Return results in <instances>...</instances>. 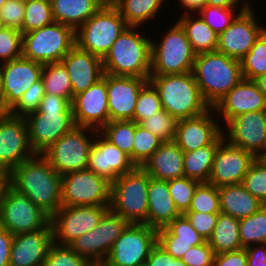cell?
<instances>
[{
	"mask_svg": "<svg viewBox=\"0 0 266 266\" xmlns=\"http://www.w3.org/2000/svg\"><path fill=\"white\" fill-rule=\"evenodd\" d=\"M8 178L15 190L26 194L50 218L62 206V176L42 154L20 163Z\"/></svg>",
	"mask_w": 266,
	"mask_h": 266,
	"instance_id": "1",
	"label": "cell"
},
{
	"mask_svg": "<svg viewBox=\"0 0 266 266\" xmlns=\"http://www.w3.org/2000/svg\"><path fill=\"white\" fill-rule=\"evenodd\" d=\"M29 141L36 154H42L74 126L71 102L45 93L38 111L25 117Z\"/></svg>",
	"mask_w": 266,
	"mask_h": 266,
	"instance_id": "2",
	"label": "cell"
},
{
	"mask_svg": "<svg viewBox=\"0 0 266 266\" xmlns=\"http://www.w3.org/2000/svg\"><path fill=\"white\" fill-rule=\"evenodd\" d=\"M128 26L102 59L105 74L144 77L151 74V38Z\"/></svg>",
	"mask_w": 266,
	"mask_h": 266,
	"instance_id": "3",
	"label": "cell"
},
{
	"mask_svg": "<svg viewBox=\"0 0 266 266\" xmlns=\"http://www.w3.org/2000/svg\"><path fill=\"white\" fill-rule=\"evenodd\" d=\"M192 72L210 108L244 78L240 60L217 51L197 54Z\"/></svg>",
	"mask_w": 266,
	"mask_h": 266,
	"instance_id": "4",
	"label": "cell"
},
{
	"mask_svg": "<svg viewBox=\"0 0 266 266\" xmlns=\"http://www.w3.org/2000/svg\"><path fill=\"white\" fill-rule=\"evenodd\" d=\"M149 81L159 93L162 108L177 121L199 116L210 109L199 90L193 72L150 75Z\"/></svg>",
	"mask_w": 266,
	"mask_h": 266,
	"instance_id": "5",
	"label": "cell"
},
{
	"mask_svg": "<svg viewBox=\"0 0 266 266\" xmlns=\"http://www.w3.org/2000/svg\"><path fill=\"white\" fill-rule=\"evenodd\" d=\"M148 186L149 175L142 167L119 176L111 182L109 209L129 223L147 225Z\"/></svg>",
	"mask_w": 266,
	"mask_h": 266,
	"instance_id": "6",
	"label": "cell"
},
{
	"mask_svg": "<svg viewBox=\"0 0 266 266\" xmlns=\"http://www.w3.org/2000/svg\"><path fill=\"white\" fill-rule=\"evenodd\" d=\"M127 27L119 11L108 0L75 31L76 46L103 59Z\"/></svg>",
	"mask_w": 266,
	"mask_h": 266,
	"instance_id": "7",
	"label": "cell"
},
{
	"mask_svg": "<svg viewBox=\"0 0 266 266\" xmlns=\"http://www.w3.org/2000/svg\"><path fill=\"white\" fill-rule=\"evenodd\" d=\"M161 42L151 40V74L172 75L192 72L196 54L182 26L176 21Z\"/></svg>",
	"mask_w": 266,
	"mask_h": 266,
	"instance_id": "8",
	"label": "cell"
},
{
	"mask_svg": "<svg viewBox=\"0 0 266 266\" xmlns=\"http://www.w3.org/2000/svg\"><path fill=\"white\" fill-rule=\"evenodd\" d=\"M75 45V30L53 22L22 34V57L42 64L61 62Z\"/></svg>",
	"mask_w": 266,
	"mask_h": 266,
	"instance_id": "9",
	"label": "cell"
},
{
	"mask_svg": "<svg viewBox=\"0 0 266 266\" xmlns=\"http://www.w3.org/2000/svg\"><path fill=\"white\" fill-rule=\"evenodd\" d=\"M98 131L93 128L74 126L61 136L42 155L62 176L88 167L89 152ZM90 134V135H88Z\"/></svg>",
	"mask_w": 266,
	"mask_h": 266,
	"instance_id": "10",
	"label": "cell"
},
{
	"mask_svg": "<svg viewBox=\"0 0 266 266\" xmlns=\"http://www.w3.org/2000/svg\"><path fill=\"white\" fill-rule=\"evenodd\" d=\"M129 224L122 216L109 209L95 228L76 238L68 246L91 265H102L114 242Z\"/></svg>",
	"mask_w": 266,
	"mask_h": 266,
	"instance_id": "11",
	"label": "cell"
},
{
	"mask_svg": "<svg viewBox=\"0 0 266 266\" xmlns=\"http://www.w3.org/2000/svg\"><path fill=\"white\" fill-rule=\"evenodd\" d=\"M62 206H109L111 182L90 169L62 175Z\"/></svg>",
	"mask_w": 266,
	"mask_h": 266,
	"instance_id": "12",
	"label": "cell"
},
{
	"mask_svg": "<svg viewBox=\"0 0 266 266\" xmlns=\"http://www.w3.org/2000/svg\"><path fill=\"white\" fill-rule=\"evenodd\" d=\"M49 223L50 217L26 194L8 185L0 210L1 227L16 235L44 229Z\"/></svg>",
	"mask_w": 266,
	"mask_h": 266,
	"instance_id": "13",
	"label": "cell"
},
{
	"mask_svg": "<svg viewBox=\"0 0 266 266\" xmlns=\"http://www.w3.org/2000/svg\"><path fill=\"white\" fill-rule=\"evenodd\" d=\"M157 244V230L146 224L130 223L114 242L103 266H138L144 264Z\"/></svg>",
	"mask_w": 266,
	"mask_h": 266,
	"instance_id": "14",
	"label": "cell"
},
{
	"mask_svg": "<svg viewBox=\"0 0 266 266\" xmlns=\"http://www.w3.org/2000/svg\"><path fill=\"white\" fill-rule=\"evenodd\" d=\"M109 206H61L50 218L53 243L69 245L101 221Z\"/></svg>",
	"mask_w": 266,
	"mask_h": 266,
	"instance_id": "15",
	"label": "cell"
},
{
	"mask_svg": "<svg viewBox=\"0 0 266 266\" xmlns=\"http://www.w3.org/2000/svg\"><path fill=\"white\" fill-rule=\"evenodd\" d=\"M35 155L25 118L0 112V173L9 174Z\"/></svg>",
	"mask_w": 266,
	"mask_h": 266,
	"instance_id": "16",
	"label": "cell"
},
{
	"mask_svg": "<svg viewBox=\"0 0 266 266\" xmlns=\"http://www.w3.org/2000/svg\"><path fill=\"white\" fill-rule=\"evenodd\" d=\"M253 10L250 3L235 17L229 27L218 34L217 52L240 60L251 50L255 40L266 29L260 26Z\"/></svg>",
	"mask_w": 266,
	"mask_h": 266,
	"instance_id": "17",
	"label": "cell"
},
{
	"mask_svg": "<svg viewBox=\"0 0 266 266\" xmlns=\"http://www.w3.org/2000/svg\"><path fill=\"white\" fill-rule=\"evenodd\" d=\"M71 106L75 126L100 131L109 122L106 74L86 91L75 95Z\"/></svg>",
	"mask_w": 266,
	"mask_h": 266,
	"instance_id": "18",
	"label": "cell"
},
{
	"mask_svg": "<svg viewBox=\"0 0 266 266\" xmlns=\"http://www.w3.org/2000/svg\"><path fill=\"white\" fill-rule=\"evenodd\" d=\"M254 161L253 154L224 139L215 153L208 183L216 187L240 184Z\"/></svg>",
	"mask_w": 266,
	"mask_h": 266,
	"instance_id": "19",
	"label": "cell"
},
{
	"mask_svg": "<svg viewBox=\"0 0 266 266\" xmlns=\"http://www.w3.org/2000/svg\"><path fill=\"white\" fill-rule=\"evenodd\" d=\"M225 125L227 127L222 128L224 139L255 156L266 137V110L240 114Z\"/></svg>",
	"mask_w": 266,
	"mask_h": 266,
	"instance_id": "20",
	"label": "cell"
},
{
	"mask_svg": "<svg viewBox=\"0 0 266 266\" xmlns=\"http://www.w3.org/2000/svg\"><path fill=\"white\" fill-rule=\"evenodd\" d=\"M135 167L127 153L107 140L99 131L96 133L89 152L88 169L113 182Z\"/></svg>",
	"mask_w": 266,
	"mask_h": 266,
	"instance_id": "21",
	"label": "cell"
},
{
	"mask_svg": "<svg viewBox=\"0 0 266 266\" xmlns=\"http://www.w3.org/2000/svg\"><path fill=\"white\" fill-rule=\"evenodd\" d=\"M43 64L23 57L0 64L4 87V112H8L32 84L41 79Z\"/></svg>",
	"mask_w": 266,
	"mask_h": 266,
	"instance_id": "22",
	"label": "cell"
},
{
	"mask_svg": "<svg viewBox=\"0 0 266 266\" xmlns=\"http://www.w3.org/2000/svg\"><path fill=\"white\" fill-rule=\"evenodd\" d=\"M148 80L144 77L106 74L109 121L133 120L140 89Z\"/></svg>",
	"mask_w": 266,
	"mask_h": 266,
	"instance_id": "23",
	"label": "cell"
},
{
	"mask_svg": "<svg viewBox=\"0 0 266 266\" xmlns=\"http://www.w3.org/2000/svg\"><path fill=\"white\" fill-rule=\"evenodd\" d=\"M214 114V108H210L199 116L178 120L174 139L177 145L188 152L210 145L222 133Z\"/></svg>",
	"mask_w": 266,
	"mask_h": 266,
	"instance_id": "24",
	"label": "cell"
},
{
	"mask_svg": "<svg viewBox=\"0 0 266 266\" xmlns=\"http://www.w3.org/2000/svg\"><path fill=\"white\" fill-rule=\"evenodd\" d=\"M213 108L226 124L240 114L266 110V98L254 80L243 78Z\"/></svg>",
	"mask_w": 266,
	"mask_h": 266,
	"instance_id": "25",
	"label": "cell"
},
{
	"mask_svg": "<svg viewBox=\"0 0 266 266\" xmlns=\"http://www.w3.org/2000/svg\"><path fill=\"white\" fill-rule=\"evenodd\" d=\"M52 243L50 223L44 229L14 235L9 266H42Z\"/></svg>",
	"mask_w": 266,
	"mask_h": 266,
	"instance_id": "26",
	"label": "cell"
},
{
	"mask_svg": "<svg viewBox=\"0 0 266 266\" xmlns=\"http://www.w3.org/2000/svg\"><path fill=\"white\" fill-rule=\"evenodd\" d=\"M61 62L67 68L73 98L75 95L86 91L104 75L102 58L83 51L76 45L64 56Z\"/></svg>",
	"mask_w": 266,
	"mask_h": 266,
	"instance_id": "27",
	"label": "cell"
},
{
	"mask_svg": "<svg viewBox=\"0 0 266 266\" xmlns=\"http://www.w3.org/2000/svg\"><path fill=\"white\" fill-rule=\"evenodd\" d=\"M205 241L183 214L157 230V244L176 259H181L190 248Z\"/></svg>",
	"mask_w": 266,
	"mask_h": 266,
	"instance_id": "28",
	"label": "cell"
},
{
	"mask_svg": "<svg viewBox=\"0 0 266 266\" xmlns=\"http://www.w3.org/2000/svg\"><path fill=\"white\" fill-rule=\"evenodd\" d=\"M184 151L173 141H164L143 163V170L152 178L170 181L184 177Z\"/></svg>",
	"mask_w": 266,
	"mask_h": 266,
	"instance_id": "29",
	"label": "cell"
},
{
	"mask_svg": "<svg viewBox=\"0 0 266 266\" xmlns=\"http://www.w3.org/2000/svg\"><path fill=\"white\" fill-rule=\"evenodd\" d=\"M180 215L169 193L168 181L149 176L147 225L158 230Z\"/></svg>",
	"mask_w": 266,
	"mask_h": 266,
	"instance_id": "30",
	"label": "cell"
},
{
	"mask_svg": "<svg viewBox=\"0 0 266 266\" xmlns=\"http://www.w3.org/2000/svg\"><path fill=\"white\" fill-rule=\"evenodd\" d=\"M218 193L221 212L239 220L256 213L264 205L241 183L220 186Z\"/></svg>",
	"mask_w": 266,
	"mask_h": 266,
	"instance_id": "31",
	"label": "cell"
},
{
	"mask_svg": "<svg viewBox=\"0 0 266 266\" xmlns=\"http://www.w3.org/2000/svg\"><path fill=\"white\" fill-rule=\"evenodd\" d=\"M108 0H50L54 22L75 31L95 14Z\"/></svg>",
	"mask_w": 266,
	"mask_h": 266,
	"instance_id": "32",
	"label": "cell"
},
{
	"mask_svg": "<svg viewBox=\"0 0 266 266\" xmlns=\"http://www.w3.org/2000/svg\"><path fill=\"white\" fill-rule=\"evenodd\" d=\"M177 22L184 29L196 55L216 51L218 34L211 29L200 15L183 14L179 20L177 19Z\"/></svg>",
	"mask_w": 266,
	"mask_h": 266,
	"instance_id": "33",
	"label": "cell"
},
{
	"mask_svg": "<svg viewBox=\"0 0 266 266\" xmlns=\"http://www.w3.org/2000/svg\"><path fill=\"white\" fill-rule=\"evenodd\" d=\"M223 140L221 133L210 145L192 152L184 151V177L208 183L215 153Z\"/></svg>",
	"mask_w": 266,
	"mask_h": 266,
	"instance_id": "34",
	"label": "cell"
},
{
	"mask_svg": "<svg viewBox=\"0 0 266 266\" xmlns=\"http://www.w3.org/2000/svg\"><path fill=\"white\" fill-rule=\"evenodd\" d=\"M207 242L215 255L242 249L239 219L219 212L216 226Z\"/></svg>",
	"mask_w": 266,
	"mask_h": 266,
	"instance_id": "35",
	"label": "cell"
},
{
	"mask_svg": "<svg viewBox=\"0 0 266 266\" xmlns=\"http://www.w3.org/2000/svg\"><path fill=\"white\" fill-rule=\"evenodd\" d=\"M128 26L141 27L153 20L166 0H109Z\"/></svg>",
	"mask_w": 266,
	"mask_h": 266,
	"instance_id": "36",
	"label": "cell"
},
{
	"mask_svg": "<svg viewBox=\"0 0 266 266\" xmlns=\"http://www.w3.org/2000/svg\"><path fill=\"white\" fill-rule=\"evenodd\" d=\"M41 79L45 93L58 95L73 101V91L67 68L62 62L43 64Z\"/></svg>",
	"mask_w": 266,
	"mask_h": 266,
	"instance_id": "37",
	"label": "cell"
},
{
	"mask_svg": "<svg viewBox=\"0 0 266 266\" xmlns=\"http://www.w3.org/2000/svg\"><path fill=\"white\" fill-rule=\"evenodd\" d=\"M240 241L243 248L266 244V204L256 213L239 220Z\"/></svg>",
	"mask_w": 266,
	"mask_h": 266,
	"instance_id": "38",
	"label": "cell"
},
{
	"mask_svg": "<svg viewBox=\"0 0 266 266\" xmlns=\"http://www.w3.org/2000/svg\"><path fill=\"white\" fill-rule=\"evenodd\" d=\"M107 140L127 153L132 161L133 140L135 134V121L116 120L109 121L100 131Z\"/></svg>",
	"mask_w": 266,
	"mask_h": 266,
	"instance_id": "39",
	"label": "cell"
},
{
	"mask_svg": "<svg viewBox=\"0 0 266 266\" xmlns=\"http://www.w3.org/2000/svg\"><path fill=\"white\" fill-rule=\"evenodd\" d=\"M245 79L254 80L266 74V29L255 40L251 50L240 59Z\"/></svg>",
	"mask_w": 266,
	"mask_h": 266,
	"instance_id": "40",
	"label": "cell"
},
{
	"mask_svg": "<svg viewBox=\"0 0 266 266\" xmlns=\"http://www.w3.org/2000/svg\"><path fill=\"white\" fill-rule=\"evenodd\" d=\"M54 22L50 0H31L25 3L23 33H27Z\"/></svg>",
	"mask_w": 266,
	"mask_h": 266,
	"instance_id": "41",
	"label": "cell"
},
{
	"mask_svg": "<svg viewBox=\"0 0 266 266\" xmlns=\"http://www.w3.org/2000/svg\"><path fill=\"white\" fill-rule=\"evenodd\" d=\"M163 141L135 122L132 162L141 167L143 163L159 148Z\"/></svg>",
	"mask_w": 266,
	"mask_h": 266,
	"instance_id": "42",
	"label": "cell"
},
{
	"mask_svg": "<svg viewBox=\"0 0 266 266\" xmlns=\"http://www.w3.org/2000/svg\"><path fill=\"white\" fill-rule=\"evenodd\" d=\"M162 109L159 93L148 80L140 89L133 114V121L140 124L144 119L157 114Z\"/></svg>",
	"mask_w": 266,
	"mask_h": 266,
	"instance_id": "43",
	"label": "cell"
},
{
	"mask_svg": "<svg viewBox=\"0 0 266 266\" xmlns=\"http://www.w3.org/2000/svg\"><path fill=\"white\" fill-rule=\"evenodd\" d=\"M188 211L199 213L221 212L218 187L209 183H200L194 192Z\"/></svg>",
	"mask_w": 266,
	"mask_h": 266,
	"instance_id": "44",
	"label": "cell"
},
{
	"mask_svg": "<svg viewBox=\"0 0 266 266\" xmlns=\"http://www.w3.org/2000/svg\"><path fill=\"white\" fill-rule=\"evenodd\" d=\"M199 181L187 177L175 178L168 181V189L180 214L188 211L191 200Z\"/></svg>",
	"mask_w": 266,
	"mask_h": 266,
	"instance_id": "45",
	"label": "cell"
},
{
	"mask_svg": "<svg viewBox=\"0 0 266 266\" xmlns=\"http://www.w3.org/2000/svg\"><path fill=\"white\" fill-rule=\"evenodd\" d=\"M176 122L177 120L172 115L162 109L157 114L144 119L139 125L164 142L175 139Z\"/></svg>",
	"mask_w": 266,
	"mask_h": 266,
	"instance_id": "46",
	"label": "cell"
},
{
	"mask_svg": "<svg viewBox=\"0 0 266 266\" xmlns=\"http://www.w3.org/2000/svg\"><path fill=\"white\" fill-rule=\"evenodd\" d=\"M45 96L43 80L40 79L27 89L19 101L8 111L16 117L25 118L27 115L38 111L39 105Z\"/></svg>",
	"mask_w": 266,
	"mask_h": 266,
	"instance_id": "47",
	"label": "cell"
},
{
	"mask_svg": "<svg viewBox=\"0 0 266 266\" xmlns=\"http://www.w3.org/2000/svg\"><path fill=\"white\" fill-rule=\"evenodd\" d=\"M235 10L236 8L205 5L196 15H200L213 31L220 34L229 27L235 17L245 9L238 10V13H236Z\"/></svg>",
	"mask_w": 266,
	"mask_h": 266,
	"instance_id": "48",
	"label": "cell"
},
{
	"mask_svg": "<svg viewBox=\"0 0 266 266\" xmlns=\"http://www.w3.org/2000/svg\"><path fill=\"white\" fill-rule=\"evenodd\" d=\"M42 266H92L68 245L52 243Z\"/></svg>",
	"mask_w": 266,
	"mask_h": 266,
	"instance_id": "49",
	"label": "cell"
},
{
	"mask_svg": "<svg viewBox=\"0 0 266 266\" xmlns=\"http://www.w3.org/2000/svg\"><path fill=\"white\" fill-rule=\"evenodd\" d=\"M241 184L254 197L266 204V164L255 160Z\"/></svg>",
	"mask_w": 266,
	"mask_h": 266,
	"instance_id": "50",
	"label": "cell"
},
{
	"mask_svg": "<svg viewBox=\"0 0 266 266\" xmlns=\"http://www.w3.org/2000/svg\"><path fill=\"white\" fill-rule=\"evenodd\" d=\"M22 57V32L4 27L0 30V64Z\"/></svg>",
	"mask_w": 266,
	"mask_h": 266,
	"instance_id": "51",
	"label": "cell"
},
{
	"mask_svg": "<svg viewBox=\"0 0 266 266\" xmlns=\"http://www.w3.org/2000/svg\"><path fill=\"white\" fill-rule=\"evenodd\" d=\"M25 3L6 0L0 9V16L5 27L19 30L23 34Z\"/></svg>",
	"mask_w": 266,
	"mask_h": 266,
	"instance_id": "52",
	"label": "cell"
},
{
	"mask_svg": "<svg viewBox=\"0 0 266 266\" xmlns=\"http://www.w3.org/2000/svg\"><path fill=\"white\" fill-rule=\"evenodd\" d=\"M183 215L187 218L192 227L205 240H208L216 226L218 213H199L194 211H187Z\"/></svg>",
	"mask_w": 266,
	"mask_h": 266,
	"instance_id": "53",
	"label": "cell"
},
{
	"mask_svg": "<svg viewBox=\"0 0 266 266\" xmlns=\"http://www.w3.org/2000/svg\"><path fill=\"white\" fill-rule=\"evenodd\" d=\"M215 253L207 240L198 246H193L181 258L187 266H213Z\"/></svg>",
	"mask_w": 266,
	"mask_h": 266,
	"instance_id": "54",
	"label": "cell"
},
{
	"mask_svg": "<svg viewBox=\"0 0 266 266\" xmlns=\"http://www.w3.org/2000/svg\"><path fill=\"white\" fill-rule=\"evenodd\" d=\"M145 263L147 266H187L181 259L173 258L158 244L152 248Z\"/></svg>",
	"mask_w": 266,
	"mask_h": 266,
	"instance_id": "55",
	"label": "cell"
},
{
	"mask_svg": "<svg viewBox=\"0 0 266 266\" xmlns=\"http://www.w3.org/2000/svg\"><path fill=\"white\" fill-rule=\"evenodd\" d=\"M213 266H248L245 248L236 251L223 252L214 256Z\"/></svg>",
	"mask_w": 266,
	"mask_h": 266,
	"instance_id": "56",
	"label": "cell"
},
{
	"mask_svg": "<svg viewBox=\"0 0 266 266\" xmlns=\"http://www.w3.org/2000/svg\"><path fill=\"white\" fill-rule=\"evenodd\" d=\"M14 235L0 226V266H9Z\"/></svg>",
	"mask_w": 266,
	"mask_h": 266,
	"instance_id": "57",
	"label": "cell"
},
{
	"mask_svg": "<svg viewBox=\"0 0 266 266\" xmlns=\"http://www.w3.org/2000/svg\"><path fill=\"white\" fill-rule=\"evenodd\" d=\"M245 250L248 266H266V244L250 245Z\"/></svg>",
	"mask_w": 266,
	"mask_h": 266,
	"instance_id": "58",
	"label": "cell"
},
{
	"mask_svg": "<svg viewBox=\"0 0 266 266\" xmlns=\"http://www.w3.org/2000/svg\"><path fill=\"white\" fill-rule=\"evenodd\" d=\"M249 3V0H243V2L241 0H206V5L224 8H238L241 5L240 9H246L250 5Z\"/></svg>",
	"mask_w": 266,
	"mask_h": 266,
	"instance_id": "59",
	"label": "cell"
},
{
	"mask_svg": "<svg viewBox=\"0 0 266 266\" xmlns=\"http://www.w3.org/2000/svg\"><path fill=\"white\" fill-rule=\"evenodd\" d=\"M181 7L186 9L184 14H190V12H194L193 14H197L205 5L206 0H178ZM196 12V13H195Z\"/></svg>",
	"mask_w": 266,
	"mask_h": 266,
	"instance_id": "60",
	"label": "cell"
},
{
	"mask_svg": "<svg viewBox=\"0 0 266 266\" xmlns=\"http://www.w3.org/2000/svg\"><path fill=\"white\" fill-rule=\"evenodd\" d=\"M9 185L8 174L0 173V210L2 205V199Z\"/></svg>",
	"mask_w": 266,
	"mask_h": 266,
	"instance_id": "61",
	"label": "cell"
},
{
	"mask_svg": "<svg viewBox=\"0 0 266 266\" xmlns=\"http://www.w3.org/2000/svg\"><path fill=\"white\" fill-rule=\"evenodd\" d=\"M255 160L266 164V137L263 141V144H262L260 150L255 155Z\"/></svg>",
	"mask_w": 266,
	"mask_h": 266,
	"instance_id": "62",
	"label": "cell"
},
{
	"mask_svg": "<svg viewBox=\"0 0 266 266\" xmlns=\"http://www.w3.org/2000/svg\"><path fill=\"white\" fill-rule=\"evenodd\" d=\"M254 81L266 98V74L258 76L257 78L254 79Z\"/></svg>",
	"mask_w": 266,
	"mask_h": 266,
	"instance_id": "63",
	"label": "cell"
},
{
	"mask_svg": "<svg viewBox=\"0 0 266 266\" xmlns=\"http://www.w3.org/2000/svg\"><path fill=\"white\" fill-rule=\"evenodd\" d=\"M4 98H5V93L3 87V79L0 71V112H4Z\"/></svg>",
	"mask_w": 266,
	"mask_h": 266,
	"instance_id": "64",
	"label": "cell"
},
{
	"mask_svg": "<svg viewBox=\"0 0 266 266\" xmlns=\"http://www.w3.org/2000/svg\"><path fill=\"white\" fill-rule=\"evenodd\" d=\"M4 27H5V26H4L3 21H2V18H1V16H0V30L3 29Z\"/></svg>",
	"mask_w": 266,
	"mask_h": 266,
	"instance_id": "65",
	"label": "cell"
},
{
	"mask_svg": "<svg viewBox=\"0 0 266 266\" xmlns=\"http://www.w3.org/2000/svg\"><path fill=\"white\" fill-rule=\"evenodd\" d=\"M5 2H6V0H0V9L4 5Z\"/></svg>",
	"mask_w": 266,
	"mask_h": 266,
	"instance_id": "66",
	"label": "cell"
},
{
	"mask_svg": "<svg viewBox=\"0 0 266 266\" xmlns=\"http://www.w3.org/2000/svg\"><path fill=\"white\" fill-rule=\"evenodd\" d=\"M17 1H20V2L26 3V2H29V1H31V0H17Z\"/></svg>",
	"mask_w": 266,
	"mask_h": 266,
	"instance_id": "67",
	"label": "cell"
},
{
	"mask_svg": "<svg viewBox=\"0 0 266 266\" xmlns=\"http://www.w3.org/2000/svg\"><path fill=\"white\" fill-rule=\"evenodd\" d=\"M138 266H147V264H146V263H144V264H141V265H138Z\"/></svg>",
	"mask_w": 266,
	"mask_h": 266,
	"instance_id": "68",
	"label": "cell"
}]
</instances>
